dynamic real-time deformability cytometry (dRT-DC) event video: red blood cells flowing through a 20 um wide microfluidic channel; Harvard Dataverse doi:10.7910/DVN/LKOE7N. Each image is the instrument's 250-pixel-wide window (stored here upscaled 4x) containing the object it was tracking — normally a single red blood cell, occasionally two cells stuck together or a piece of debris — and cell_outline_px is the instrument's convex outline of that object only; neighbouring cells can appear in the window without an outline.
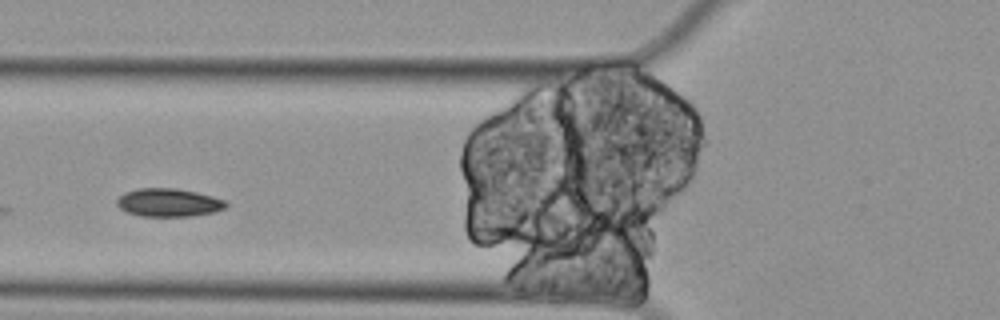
{"species": "Egyptian fruit bat (a non-hibernating species)", "species_latin": "Rousettus aegyptiacus", "temperature_condition": "cold", "stored_images_in_passage": 9, "segment_of_instrument_passage": [2, 2], "camera_frame_rate_fps": 3000, "um_per_image_px": 0.085, "animal": {"sex": "female"}, "frame": {"image": 1, "passage_image": 3, "time_ms": 0.667, "image_size_px": [1000, 320], "cell_outline_px": [[228, 204], [224, 208], [216, 212], [192, 216], [140, 216], [124, 212], [116, 204], [116, 200], [124, 192], [136, 188], [176, 188], [196, 192], [212, 196], [224, 200]], "centroid_in_image_um": [14.3, 17.22], "position_along_channel_um": 111.5, "area_um2": 18.09}}
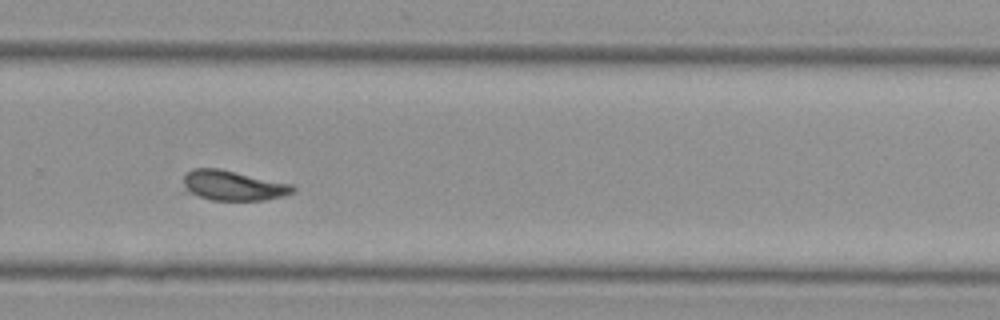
{"frame": {"image": 2, "passage_image": 8, "time_ms": 2.333, "image_size_px": [1000, 320], "cell_outline_px": [[296, 192], [284, 196], [264, 200], [212, 200], [200, 196], [192, 192], [184, 184], [184, 176], [192, 168], [220, 168], [292, 184], [296, 188]], "centroid_in_image_um": [19.9, 15.76], "position_along_channel_um": 309.9, "area_um2": 18.96}}
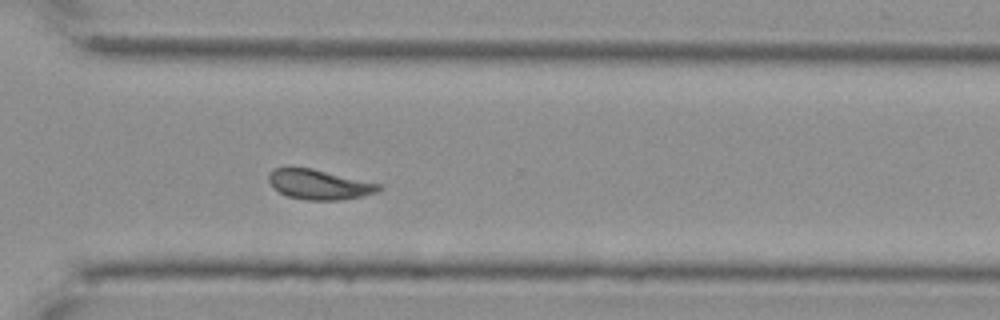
{"frame": {"image": 3, "passage_image": 9, "time_ms": 2.667, "image_size_px": [1000, 320], "cell_outline_px": [[384, 188], [380, 192], [344, 200], [308, 200], [288, 196], [280, 192], [268, 180], [268, 172], [272, 168], [312, 168], [384, 184]], "centroid_in_image_um": [27.23, 15.68], "position_along_channel_um": 343.4, "area_um2": 19.42}}